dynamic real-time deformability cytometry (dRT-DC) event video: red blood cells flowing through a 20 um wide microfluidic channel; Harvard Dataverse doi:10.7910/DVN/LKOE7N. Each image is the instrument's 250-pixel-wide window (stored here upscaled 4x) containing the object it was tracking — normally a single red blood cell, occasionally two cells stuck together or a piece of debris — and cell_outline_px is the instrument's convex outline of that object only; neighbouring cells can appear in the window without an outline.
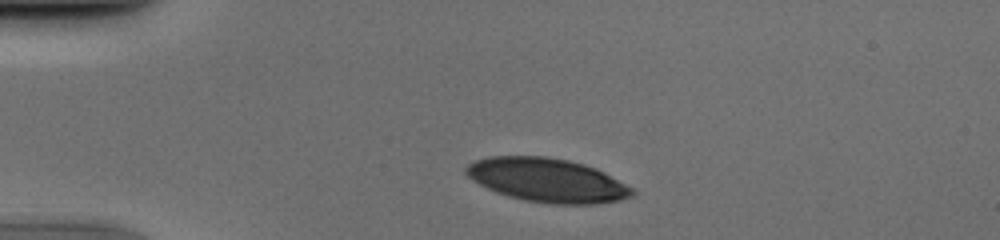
{"species": "human", "species_latin": "Homo sapiens", "temperature_condition": "cold", "stored_images_in_passage": 38, "camera_frame_rate_fps": 3000, "um_per_image_px": 0.085, "donor": {"sex": "male"}, "frame": {"image": 1, "passage_image": 5, "time_ms": 1.333, "image_size_px": [1000, 240], "cell_outline_px": [[636, 192], [632, 196], [620, 200], [592, 204], [548, 204], [524, 200], [508, 196], [496, 192], [472, 180], [464, 172], [464, 168], [468, 164], [476, 160], [488, 156], [544, 156], [568, 160], [584, 164], [596, 168], [604, 172], [632, 188]], "centroid_in_image_um": [46.49, 15.31], "position_along_channel_um": 38.5, "area_um2": 42.43}}
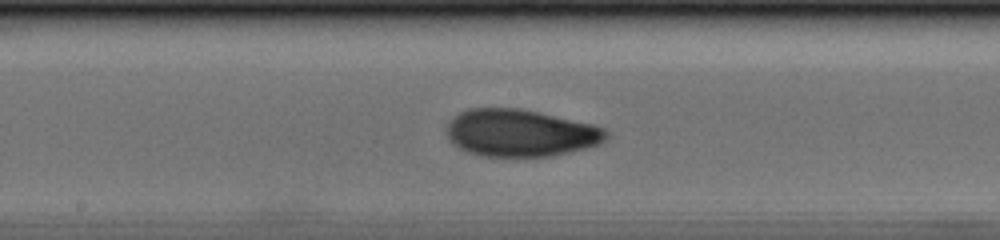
{"frame": {"image": 2, "passage_image": 21, "time_ms": 6.667, "image_size_px": [1000, 240], "cell_outline_px": [[612, 136], [600, 144], [552, 156], [480, 156], [468, 152], [452, 144], [448, 140], [444, 132], [448, 120], [460, 112], [468, 108], [520, 108], [592, 124], [608, 128]], "centroid_in_image_um": [44.22, 11.3], "position_along_channel_um": 204.0, "area_um2": 44.45}}
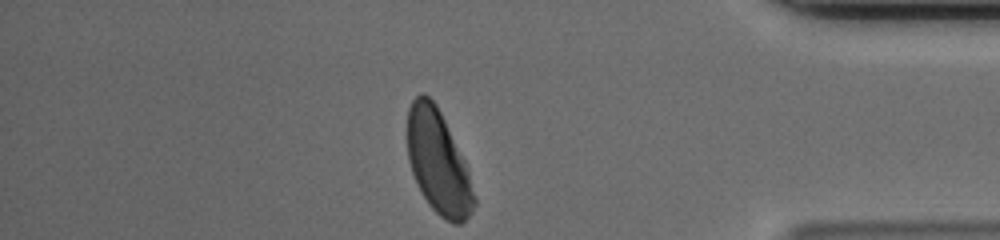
{"frame": {"image": 3, "passage_image": 38, "time_ms": 12.333, "image_size_px": [1000, 240], "cell_outline_px": [[476, 204], [468, 216], [460, 224], [452, 224], [440, 216], [428, 204], [412, 172], [408, 160], [408, 108], [412, 100], [420, 92], [424, 92], [436, 104], [464, 160], [468, 172], [476, 200]], "centroid_in_image_um": [37.24, 13.78], "position_along_channel_um": 398.0, "area_um2": 39.65}}